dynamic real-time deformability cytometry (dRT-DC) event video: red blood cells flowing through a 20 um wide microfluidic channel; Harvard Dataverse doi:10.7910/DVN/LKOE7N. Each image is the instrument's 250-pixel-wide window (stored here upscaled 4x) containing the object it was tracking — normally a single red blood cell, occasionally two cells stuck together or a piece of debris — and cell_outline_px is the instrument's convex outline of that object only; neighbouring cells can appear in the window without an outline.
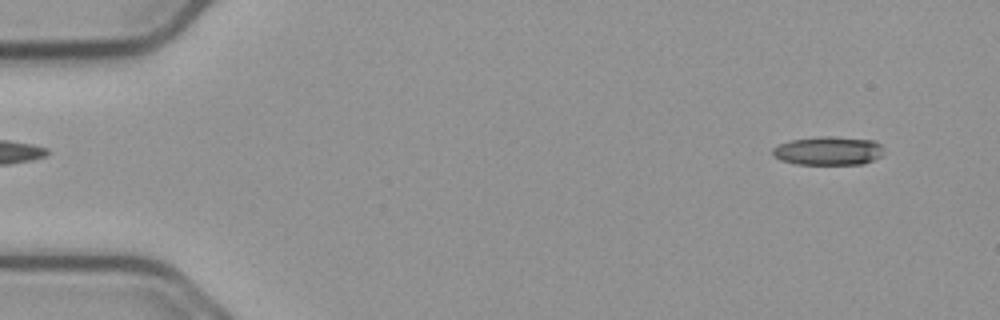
{"species": "common noctule bat (a hibernating species)", "species_latin": "Nyctalus noctula", "temperature_condition": "cold", "stored_images_in_passage": 55, "camera_frame_rate_fps": 3000, "um_per_image_px": 0.085, "animal": {"sex": "male", "body_mass_g": 23.1, "forearm_length_mm": 52.7}, "frame": {"image": 1, "passage_image": 4, "time_ms": 1.0, "image_size_px": [1000, 320], "cell_outline_px": [[884, 152], [880, 156], [872, 160], [860, 164], [796, 164], [780, 160], [772, 156], [772, 148], [776, 144], [792, 140], [820, 136], [828, 136], [876, 140], [880, 144]], "centroid_in_image_um": [70.36, 12.81], "position_along_channel_um": 14.6, "area_um2": 18.67}}
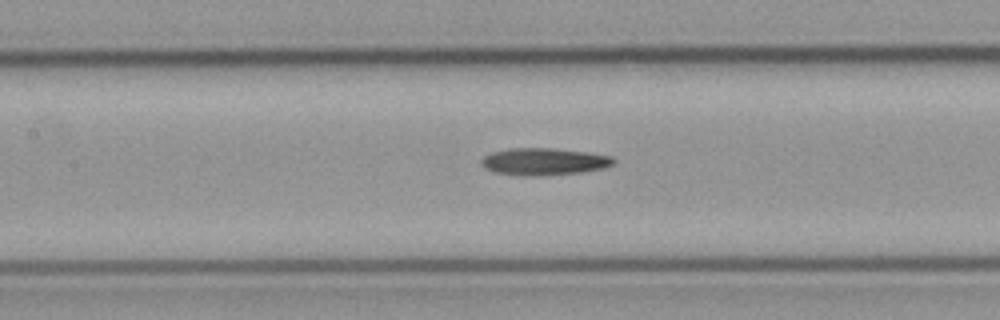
{"frame": {"image": 2, "passage_image": 25, "time_ms": 8.0, "image_size_px": [1000, 320], "cell_outline_px": [[616, 160], [612, 164], [604, 168], [580, 172], [540, 176], [524, 176], [496, 172], [484, 168], [480, 164], [480, 160], [484, 156], [492, 152], [508, 148], [552, 148], [588, 152], [612, 156]], "centroid_in_image_um": [46.22, 13.73], "position_along_channel_um": 161.2, "area_um2": 20.98}}
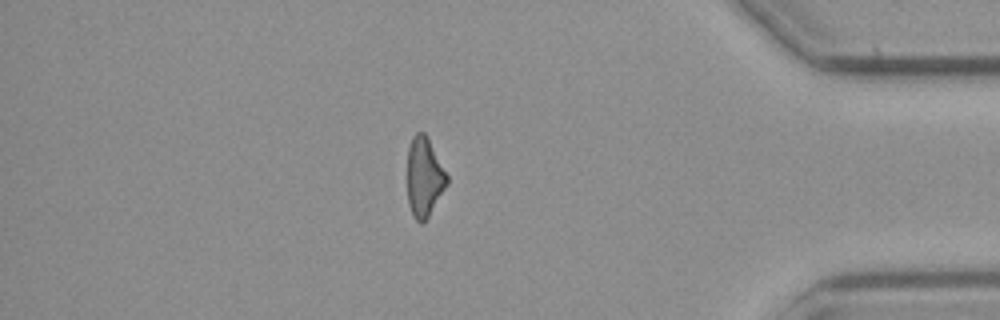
{"frame": {"image": 3, "passage_image": 47, "time_ms": 15.333, "image_size_px": [1000, 320], "cell_outline_px": [[448, 184], [424, 224], [420, 224], [416, 220], [408, 204], [408, 148], [412, 136], [416, 132], [424, 132], [428, 136], [448, 176]], "centroid_in_image_um": [36.07, 15.05], "position_along_channel_um": 399.1, "area_um2": 18.5}}